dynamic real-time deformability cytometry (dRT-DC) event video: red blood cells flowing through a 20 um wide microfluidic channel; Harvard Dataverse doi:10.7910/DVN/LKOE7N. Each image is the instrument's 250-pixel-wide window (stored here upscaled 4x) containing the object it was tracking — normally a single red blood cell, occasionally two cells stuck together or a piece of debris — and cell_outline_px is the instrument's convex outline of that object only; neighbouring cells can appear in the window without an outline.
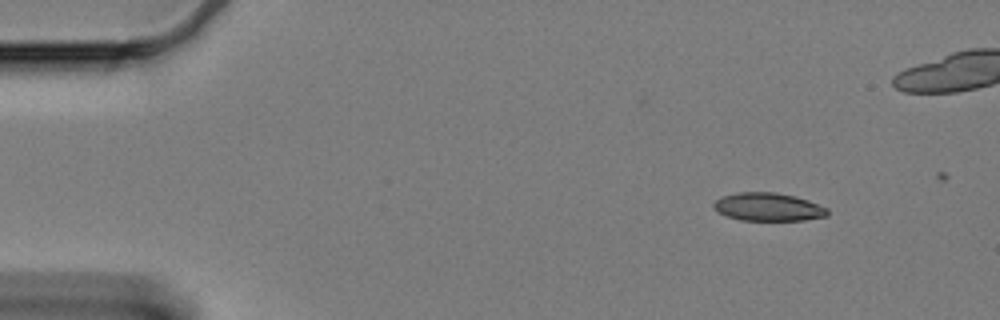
{"species": "Egyptian fruit bat (a non-hibernating species)", "species_latin": "Rousettus aegyptiacus", "temperature_condition": "cold", "stored_images_in_passage": 11, "camera_frame_rate_fps": 3000, "um_per_image_px": 0.085, "animal": {"sex": "female"}, "frame": {"image": 1, "passage_image": 1, "time_ms": 0.0, "image_size_px": [1000, 320], "cell_outline_px": [[828, 216], [804, 220], [740, 220], [716, 212], [712, 208], [712, 204], [720, 196], [740, 192], [776, 192], [796, 196], [808, 200], [828, 208]], "centroid_in_image_um": [65.27, 17.58], "position_along_channel_um": 19.7, "area_um2": 18.84}}